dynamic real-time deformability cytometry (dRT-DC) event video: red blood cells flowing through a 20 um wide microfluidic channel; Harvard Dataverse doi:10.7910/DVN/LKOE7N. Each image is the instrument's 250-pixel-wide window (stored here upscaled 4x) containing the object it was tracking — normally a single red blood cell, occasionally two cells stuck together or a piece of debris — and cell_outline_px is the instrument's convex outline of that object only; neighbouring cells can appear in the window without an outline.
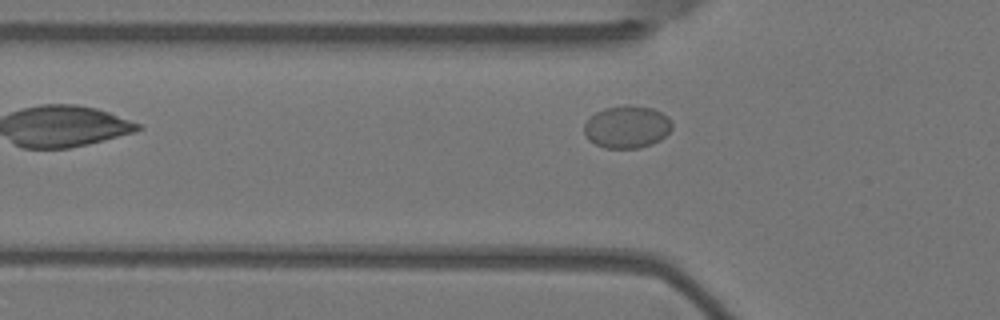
{"species": "Egyptian fruit bat (a non-hibernating species)", "species_latin": "Rousettus aegyptiacus", "temperature_condition": "warm", "stored_images_in_passage": 7, "camera_frame_rate_fps": 3000, "um_per_image_px": 0.085, "animal": {"sex": "female"}, "frame": {"image": 1, "passage_image": 4, "time_ms": 1.0, "image_size_px": [1000, 320], "cell_outline_px": [[672, 128], [660, 140], [652, 144], [640, 148], [604, 148], [588, 140], [584, 132], [584, 124], [596, 112], [604, 108], [628, 104], [652, 108], [668, 116], [672, 120]], "centroid_in_image_um": [53.3, 10.78], "position_along_channel_um": 72.5, "area_um2": 21.85}}
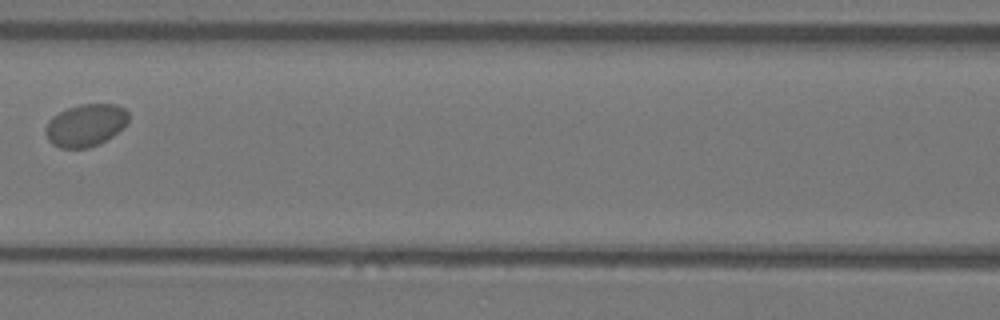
{"frame": {"image": 2, "passage_image": 6, "time_ms": 1.667, "image_size_px": [1000, 320], "cell_outline_px": [[128, 120], [124, 128], [100, 144], [88, 148], [60, 148], [52, 144], [48, 140], [44, 132], [44, 128], [48, 120], [52, 116], [68, 108], [80, 104], [116, 104], [124, 108], [128, 112]], "centroid_in_image_um": [7.27, 10.65], "position_along_channel_um": 159.3, "area_um2": 20.75}}
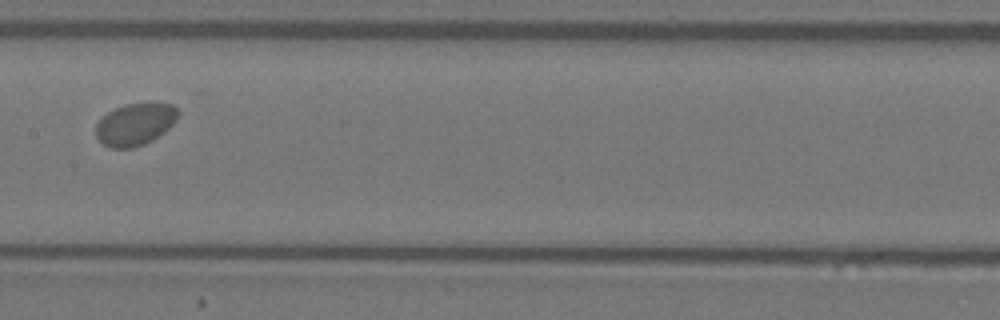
{"frame": {"image": 3, "passage_image": 7, "time_ms": 2.0, "image_size_px": [1000, 320], "cell_outline_px": [[180, 112], [176, 120], [164, 132], [152, 140], [144, 144], [132, 148], [112, 148], [104, 144], [96, 136], [96, 124], [108, 112], [124, 104], [144, 100], [152, 100], [176, 104]], "centroid_in_image_um": [11.56, 10.49], "position_along_channel_um": 195.8, "area_um2": 20.81}}